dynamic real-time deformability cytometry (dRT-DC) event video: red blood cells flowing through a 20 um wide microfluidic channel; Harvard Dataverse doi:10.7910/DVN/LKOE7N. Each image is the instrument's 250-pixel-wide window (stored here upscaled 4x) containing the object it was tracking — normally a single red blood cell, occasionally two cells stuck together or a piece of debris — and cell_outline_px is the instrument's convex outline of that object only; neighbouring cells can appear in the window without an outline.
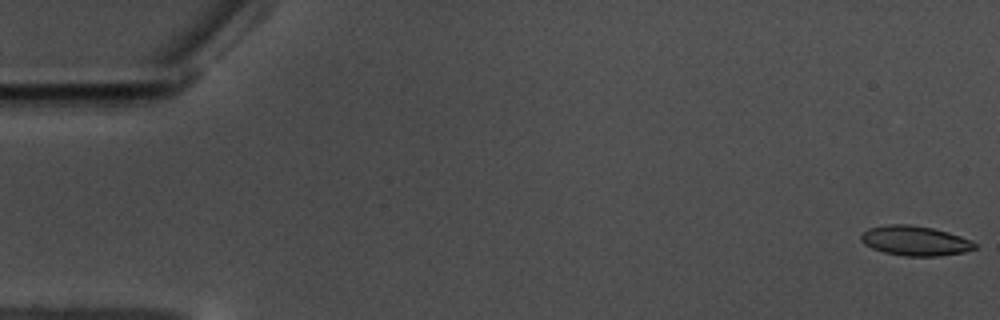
{"species": "common noctule bat (a hibernating species)", "species_latin": "Nyctalus noctula", "temperature_condition": "warm", "stored_images_in_passage": 59, "camera_frame_rate_fps": 3000, "um_per_image_px": 0.085, "animal": {"sex": "male", "body_mass_g": 17.5, "forearm_length_mm": 52.3}, "frame": {"image": 1, "passage_image": 1, "time_ms": 0.0, "image_size_px": [1000, 320], "cell_outline_px": [[976, 248], [964, 252], [936, 256], [904, 256], [884, 252], [872, 248], [864, 244], [860, 240], [860, 236], [868, 228], [888, 224], [908, 224], [932, 228], [948, 232], [972, 240], [976, 244]], "centroid_in_image_um": [77.77, 20.46], "position_along_channel_um": 7.2, "area_um2": 19.71}}
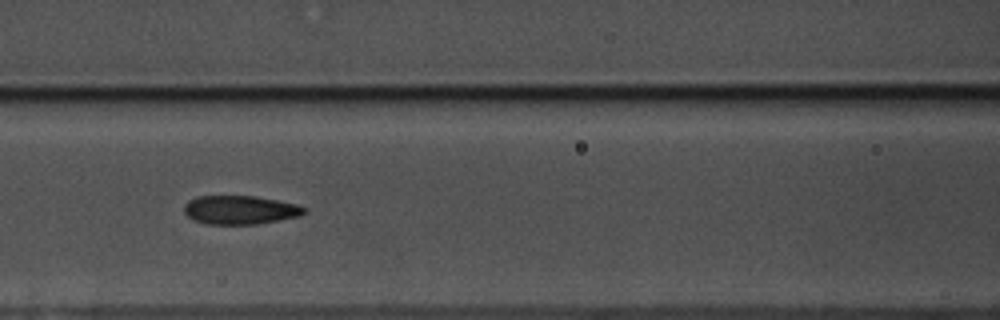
{"frame": {"image": 2, "passage_image": 26, "time_ms": 8.333, "image_size_px": [1000, 320], "cell_outline_px": [[308, 212], [300, 216], [256, 224], [208, 224], [196, 220], [188, 216], [184, 212], [184, 204], [188, 200], [196, 196], [256, 196], [296, 204], [308, 208]], "centroid_in_image_um": [20.43, 17.83], "position_along_channel_um": 146.2, "area_um2": 20.11}}
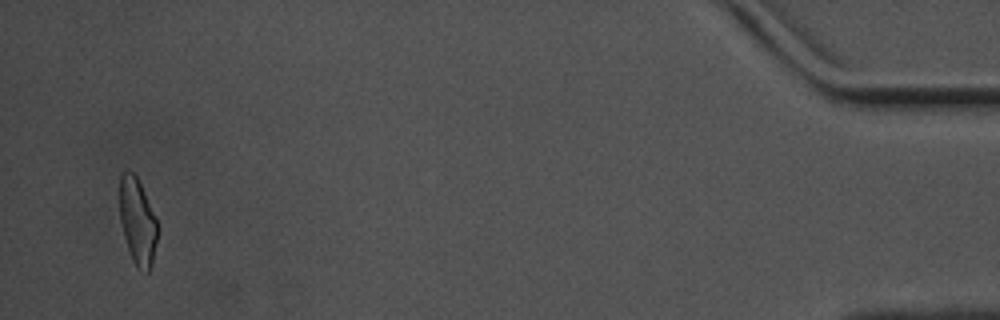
{"frame": {"image": 3, "passage_image": 57, "time_ms": 18.667, "image_size_px": [1000, 320], "cell_outline_px": [[156, 240], [152, 264], [148, 272], [136, 268], [132, 260], [124, 236], [120, 220], [120, 176], [124, 172], [132, 172], [136, 176], [140, 184], [156, 220]], "centroid_in_image_um": [11.66, 18.86], "position_along_channel_um": 423.5, "area_um2": 18.44}, "authors_computed_cell_mechanics": {"area_um2": 20.3456, "velocity_mm_per_s": 3.5084, "shape_relaxation_time_tau1_ms": 7.7379, "shape_relaxation_time_tau2_ms": 2.4857, "deformation_change_tau1": 0.1736, "deformation_change_tau2": 0.0847}}